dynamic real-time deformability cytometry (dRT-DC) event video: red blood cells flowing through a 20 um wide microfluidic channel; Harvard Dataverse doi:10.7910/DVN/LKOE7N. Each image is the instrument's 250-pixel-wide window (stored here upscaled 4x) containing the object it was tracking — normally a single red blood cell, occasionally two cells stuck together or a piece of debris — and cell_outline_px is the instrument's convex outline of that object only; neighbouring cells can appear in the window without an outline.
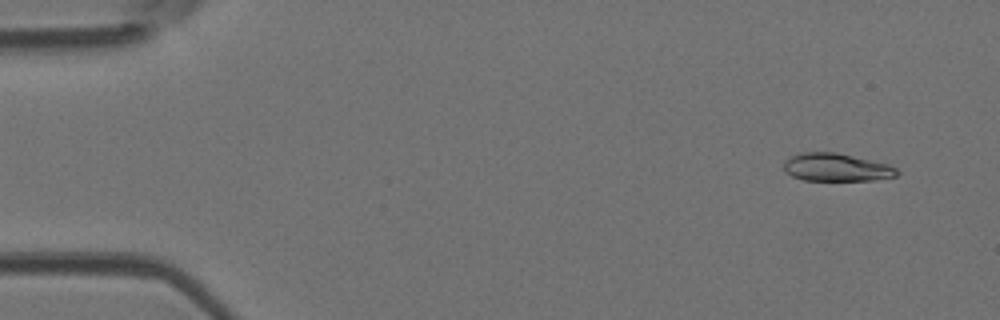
{"species": "Egyptian fruit bat (a non-hibernating species)", "species_latin": "Rousettus aegyptiacus", "temperature_condition": "room temperature", "stored_images_in_passage": 4, "camera_frame_rate_fps": 3000, "um_per_image_px": 0.085, "animal": {"sex": "female"}, "frame": {"image": 1, "passage_image": 1, "time_ms": 0.0, "image_size_px": [1000, 320], "cell_outline_px": [[900, 172], [896, 176], [872, 180], [804, 180], [792, 176], [784, 172], [784, 160], [788, 156], [800, 152], [836, 152], [888, 164], [896, 168]], "centroid_in_image_um": [71.04, 14.21], "position_along_channel_um": 14.0, "area_um2": 18.5}}
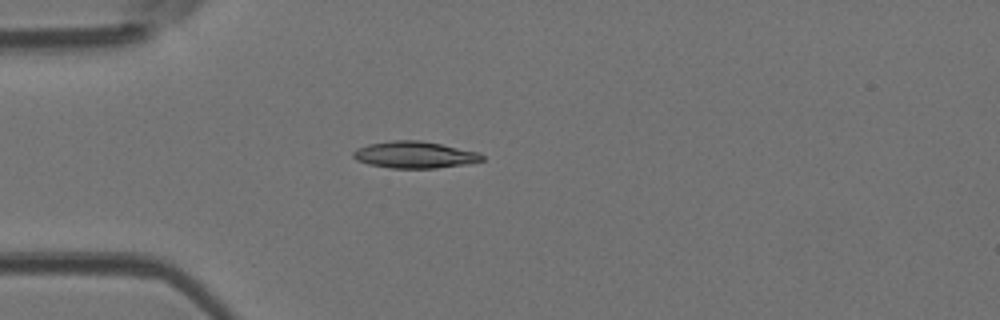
{"frame": {"image": 2, "passage_image": 4, "time_ms": 1.0, "image_size_px": [1000, 320], "cell_outline_px": [[484, 160], [464, 164], [436, 168], [392, 168], [368, 164], [356, 160], [352, 156], [352, 152], [356, 148], [368, 144], [392, 140], [420, 140], [480, 152], [484, 156]], "centroid_in_image_um": [35.22, 13.15], "position_along_channel_um": 49.8, "area_um2": 20.11}}